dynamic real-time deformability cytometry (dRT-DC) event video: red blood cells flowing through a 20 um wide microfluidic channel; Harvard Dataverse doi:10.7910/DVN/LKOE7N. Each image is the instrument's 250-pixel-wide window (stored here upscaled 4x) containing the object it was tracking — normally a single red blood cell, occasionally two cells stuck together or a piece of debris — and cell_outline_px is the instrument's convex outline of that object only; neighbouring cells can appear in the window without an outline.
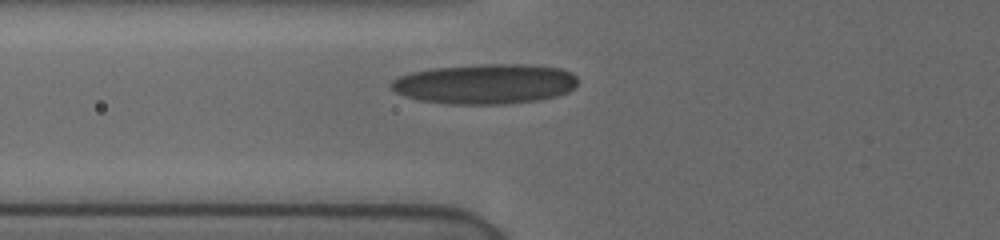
{"species": "human", "species_latin": "Homo sapiens", "temperature_condition": "cold", "stored_images_in_passage": 35, "camera_frame_rate_fps": 3000, "um_per_image_px": 0.085, "donor": {"sex": "female"}, "frame": {"image": 1, "passage_image": 6, "time_ms": 3.333, "image_size_px": [1000, 240], "cell_outline_px": [[576, 88], [568, 92], [556, 96], [536, 100], [500, 104], [448, 104], [420, 100], [404, 96], [388, 88], [388, 84], [392, 80], [400, 76], [412, 72], [432, 68], [480, 64], [528, 64], [560, 68], [572, 72], [576, 76]], "centroid_in_image_um": [41.22, 7.13], "position_along_channel_um": 84.6, "area_um2": 43.75}}
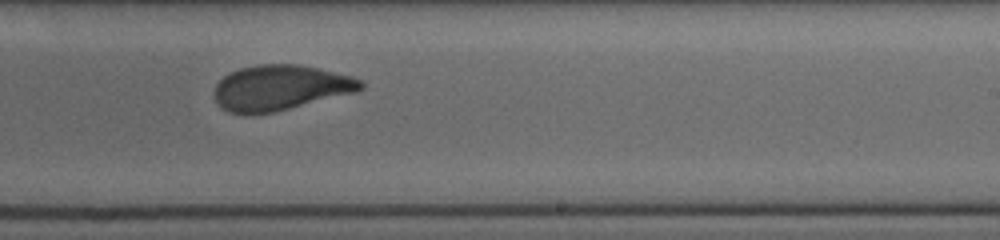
{"frame": {"image": 2, "passage_image": 21, "time_ms": 8.0, "image_size_px": [1000, 240], "cell_outline_px": [[364, 88], [356, 92], [272, 112], [244, 116], [228, 112], [216, 100], [212, 92], [216, 84], [228, 72], [240, 68], [256, 64], [300, 64], [352, 76], [360, 80], [364, 84]], "centroid_in_image_um": [23.78, 7.45], "position_along_channel_um": 265.2, "area_um2": 38.78}}
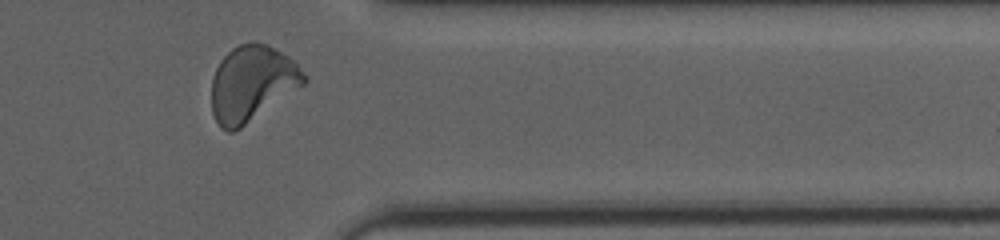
{"frame": {"image": 3, "passage_image": 33, "time_ms": 11.333, "image_size_px": [1000, 240], "cell_outline_px": [[308, 80], [304, 84], [240, 128], [232, 132], [228, 132], [220, 128], [212, 112], [212, 76], [220, 60], [232, 48], [240, 44], [252, 40], [268, 44], [276, 48], [288, 56], [308, 76]], "centroid_in_image_um": [21.41, 7.06], "position_along_channel_um": 390.0, "area_um2": 40.69}, "authors_computed_cell_mechanics": {"area_um2": 38.9572, "velocity_mm_per_s": 3.8544, "shape_relaxation_time_tau1_ms": 2.663, "shape_relaxation_time_tau2_ms": 0.82, "deformation_change_tau1": 0.1366, "deformation_change_tau2": 0.0567}}